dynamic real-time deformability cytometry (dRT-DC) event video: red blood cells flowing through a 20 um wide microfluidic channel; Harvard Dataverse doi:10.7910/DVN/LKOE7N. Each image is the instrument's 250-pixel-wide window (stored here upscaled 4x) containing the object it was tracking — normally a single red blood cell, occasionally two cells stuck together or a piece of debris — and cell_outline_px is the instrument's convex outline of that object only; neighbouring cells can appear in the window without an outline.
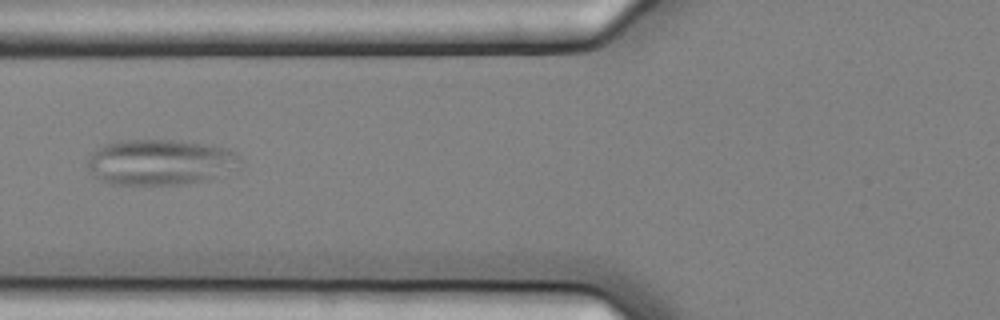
{"species": "common noctule bat (a hibernating species)", "species_latin": "Nyctalus noctula", "temperature_condition": "cold", "stored_images_in_passage": 9, "camera_frame_rate_fps": 3000, "um_per_image_px": 0.085, "animal": {"sex": "female", "body_mass_g": 25.1}, "frame": {"image": 1, "passage_image": 7, "time_ms": 2.0, "image_size_px": [1000, 320], "cell_outline_px": [[244, 164], [204, 180], [188, 184], [112, 184], [100, 180], [88, 168], [88, 160], [92, 152], [104, 144], [120, 140], [176, 140], [204, 144], [228, 148], [236, 152], [244, 160]], "centroid_in_image_um": [13.64, 13.77], "position_along_channel_um": 112.2, "area_um2": 40.52}}
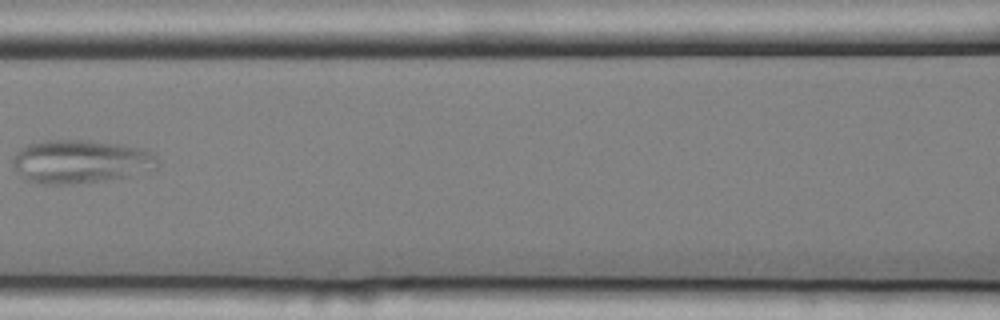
{"frame": {"image": 2, "passage_image": 8, "time_ms": 2.333, "image_size_px": [1000, 320], "cell_outline_px": [[160, 164], [156, 168], [128, 176], [104, 180], [68, 184], [40, 184], [28, 180], [12, 164], [12, 160], [16, 152], [24, 144], [40, 140], [88, 140], [124, 144], [144, 148], [152, 152], [156, 156]], "centroid_in_image_um": [6.86, 13.7], "position_along_channel_um": 159.7, "area_um2": 36.88}}
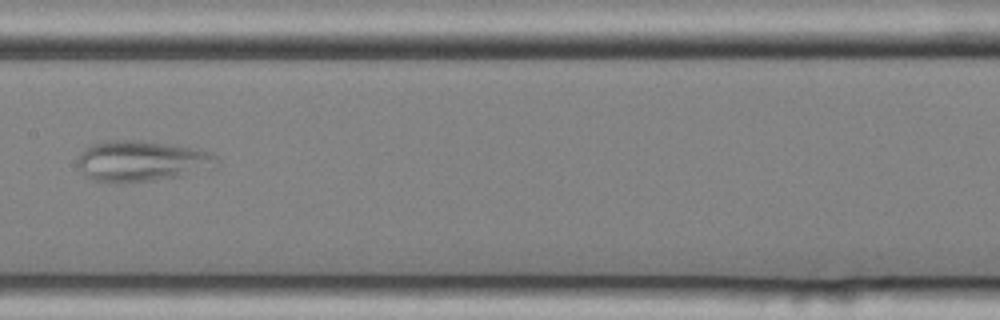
{"frame": {"image": 3, "passage_image": 9, "time_ms": 2.667, "image_size_px": [1000, 320], "cell_outline_px": [[220, 164], [216, 168], [180, 176], [152, 180], [92, 180], [84, 176], [80, 168], [80, 156], [88, 144], [104, 140], [140, 140], [192, 148], [212, 152], [216, 156]], "centroid_in_image_um": [12.11, 13.65], "position_along_channel_um": 195.3, "area_um2": 32.48}}